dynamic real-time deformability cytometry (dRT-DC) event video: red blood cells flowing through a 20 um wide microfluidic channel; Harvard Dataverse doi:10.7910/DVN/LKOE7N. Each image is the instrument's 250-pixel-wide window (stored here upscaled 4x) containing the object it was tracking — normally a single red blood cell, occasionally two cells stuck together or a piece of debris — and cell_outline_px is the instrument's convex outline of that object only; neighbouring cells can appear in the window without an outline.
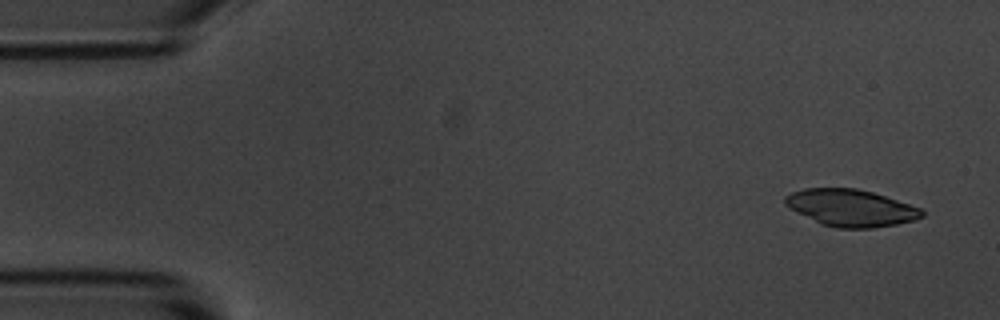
{"species": "common noctule bat (a hibernating species)", "species_latin": "Nyctalus noctula", "temperature_condition": "room temperature", "stored_images_in_passage": 5, "camera_frame_rate_fps": 3000, "um_per_image_px": 0.085, "animal": {"sex": "male", "body_mass_g": 20.1, "forearm_length_mm": 53.5}, "frame": {"image": 1, "passage_image": 1, "time_ms": 0.0, "image_size_px": [1000, 320], "cell_outline_px": [[924, 216], [916, 220], [896, 224], [872, 228], [836, 228], [820, 224], [784, 204], [784, 196], [792, 192], [804, 188], [856, 188], [872, 192], [920, 208], [924, 212]], "centroid_in_image_um": [72.31, 17.67], "position_along_channel_um": 12.7, "area_um2": 29.25}}